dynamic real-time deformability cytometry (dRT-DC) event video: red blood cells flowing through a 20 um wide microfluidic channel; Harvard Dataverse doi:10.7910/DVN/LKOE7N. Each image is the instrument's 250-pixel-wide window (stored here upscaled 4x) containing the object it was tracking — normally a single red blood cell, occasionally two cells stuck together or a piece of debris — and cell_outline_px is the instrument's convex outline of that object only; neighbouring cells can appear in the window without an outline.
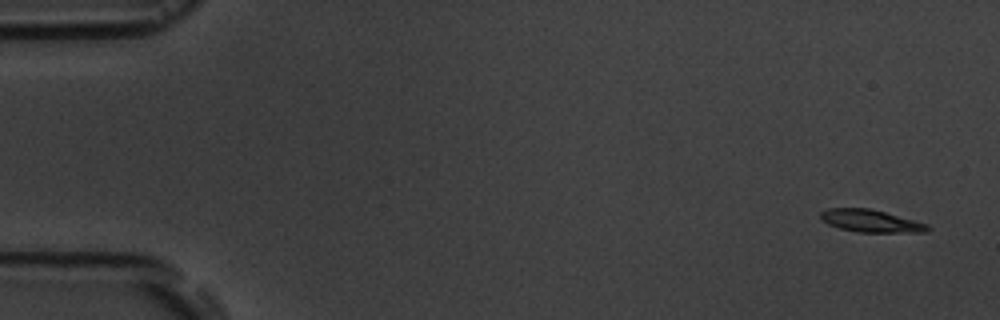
{"species": "common noctule bat (a hibernating species)", "species_latin": "Nyctalus noctula", "temperature_condition": "room temperature", "stored_images_in_passage": 6, "camera_frame_rate_fps": 3000, "um_per_image_px": 0.085, "animal": {"sex": "male", "body_mass_g": 19.5, "forearm_length_mm": 54.6}, "frame": {"image": 1, "passage_image": 1, "time_ms": 0.0, "image_size_px": [1000, 320], "cell_outline_px": [[932, 228], [928, 232], [860, 232], [840, 228], [828, 224], [820, 220], [820, 212], [828, 208], [872, 208], [928, 224]], "centroid_in_image_um": [74.03, 18.77], "position_along_channel_um": 11.0, "area_um2": 14.1}}
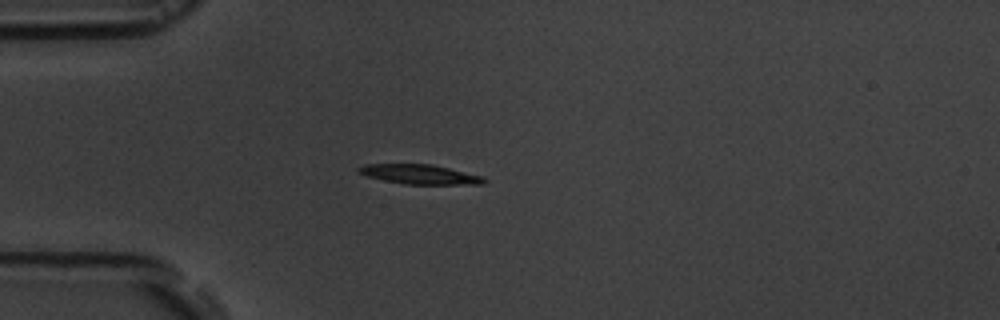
{"frame": {"image": 2, "passage_image": 5, "time_ms": 4.333, "image_size_px": [1000, 320], "cell_outline_px": [[488, 180], [484, 184], [404, 184], [384, 180], [368, 176], [360, 172], [356, 168], [364, 164], [432, 164], [484, 176]], "centroid_in_image_um": [35.74, 14.81], "position_along_channel_um": 49.3, "area_um2": 14.28}}